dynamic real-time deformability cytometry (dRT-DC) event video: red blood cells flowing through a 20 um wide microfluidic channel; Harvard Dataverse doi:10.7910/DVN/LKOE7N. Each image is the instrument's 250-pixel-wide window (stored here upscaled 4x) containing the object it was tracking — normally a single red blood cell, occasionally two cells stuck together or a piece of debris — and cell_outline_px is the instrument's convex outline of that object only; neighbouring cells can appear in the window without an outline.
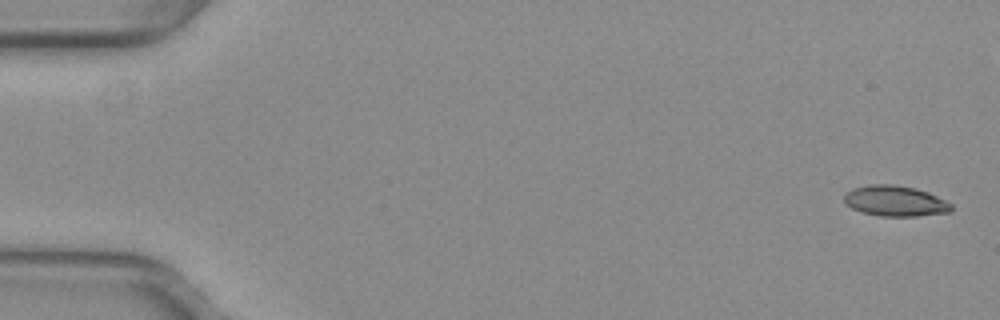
{"species": "common noctule bat (a hibernating species)", "species_latin": "Nyctalus noctula", "temperature_condition": "warm", "stored_images_in_passage": 10, "camera_frame_rate_fps": 3000, "um_per_image_px": 0.085, "animal": {"sex": "female", "body_mass_g": 29.2, "forearm_length_mm": 56.3}, "frame": {"image": 1, "passage_image": 1, "time_ms": 0.0, "image_size_px": [1000, 320], "cell_outline_px": [[952, 212], [916, 216], [880, 216], [860, 212], [844, 204], [844, 192], [852, 188], [868, 184], [892, 184], [916, 188], [928, 192], [952, 204]], "centroid_in_image_um": [76.05, 17.08], "position_along_channel_um": 9.0, "area_um2": 19.36}}